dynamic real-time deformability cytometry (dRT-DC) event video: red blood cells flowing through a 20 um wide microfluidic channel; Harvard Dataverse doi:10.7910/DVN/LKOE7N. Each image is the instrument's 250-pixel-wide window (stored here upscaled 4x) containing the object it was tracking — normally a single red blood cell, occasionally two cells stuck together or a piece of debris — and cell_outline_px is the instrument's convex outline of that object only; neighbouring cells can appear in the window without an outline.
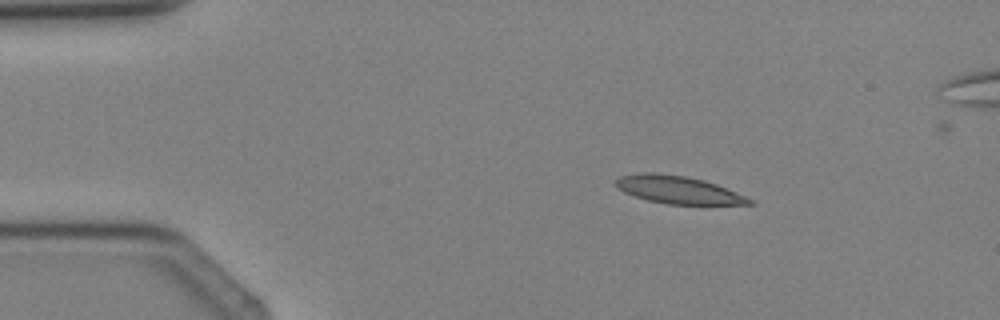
{"species": "Egyptian fruit bat (a non-hibernating species)", "species_latin": "Rousettus aegyptiacus", "temperature_condition": "cold", "stored_images_in_passage": 4, "camera_frame_rate_fps": 3000, "um_per_image_px": 0.085, "animal": {"sex": "female"}, "frame": {"image": 1, "passage_image": 2, "time_ms": 1.0, "image_size_px": [1000, 320], "cell_outline_px": [[756, 204], [668, 204], [648, 200], [624, 192], [616, 188], [616, 180], [620, 176], [644, 172], [656, 172], [684, 176], [704, 180], [716, 184], [736, 192], [752, 200]], "centroid_in_image_um": [57.62, 16.12], "position_along_channel_um": 27.4, "area_um2": 21.27}}